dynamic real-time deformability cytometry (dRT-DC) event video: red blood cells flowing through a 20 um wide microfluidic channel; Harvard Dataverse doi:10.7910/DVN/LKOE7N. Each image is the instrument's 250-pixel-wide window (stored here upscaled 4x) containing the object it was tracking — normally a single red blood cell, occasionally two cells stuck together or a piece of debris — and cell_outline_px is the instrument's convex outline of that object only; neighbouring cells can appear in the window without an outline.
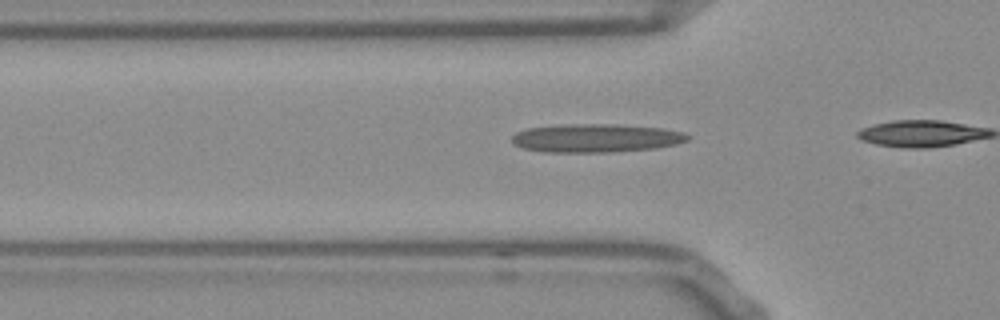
{"species": "Egyptian fruit bat (a non-hibernating species)", "species_latin": "Rousettus aegyptiacus", "temperature_condition": "room temperature", "stored_images_in_passage": 9, "camera_frame_rate_fps": 3000, "um_per_image_px": 0.085, "frame": {"image": 1, "passage_image": 3, "time_ms": 0.667, "image_size_px": [1000, 320], "cell_outline_px": [[692, 136], [688, 140], [676, 144], [656, 148], [612, 152], [540, 152], [520, 148], [512, 144], [512, 136], [516, 132], [528, 128], [568, 124], [616, 124], [664, 128], [684, 132]], "centroid_in_image_um": [50.66, 11.74], "position_along_channel_um": 75.1, "area_um2": 29.48}}
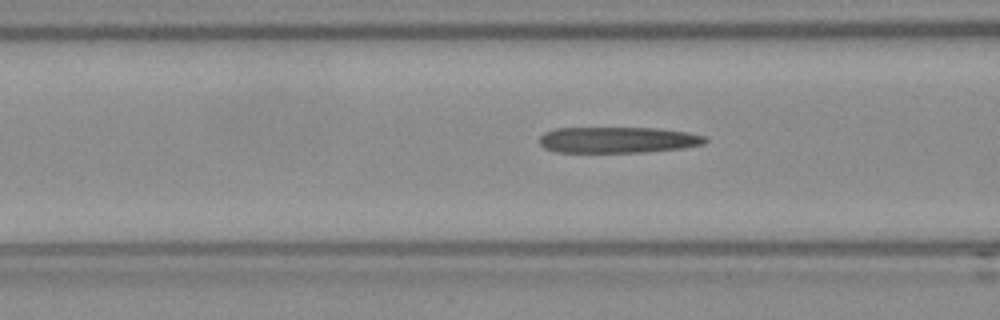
{"frame": {"image": 2, "passage_image": 6, "time_ms": 1.667, "image_size_px": [1000, 320], "cell_outline_px": [[708, 140], [704, 144], [680, 148], [644, 152], [556, 152], [544, 148], [540, 144], [540, 136], [544, 132], [556, 128], [660, 128], [688, 132], [704, 136]], "centroid_in_image_um": [52.5, 11.89], "position_along_channel_um": 114.1, "area_um2": 25.2}}